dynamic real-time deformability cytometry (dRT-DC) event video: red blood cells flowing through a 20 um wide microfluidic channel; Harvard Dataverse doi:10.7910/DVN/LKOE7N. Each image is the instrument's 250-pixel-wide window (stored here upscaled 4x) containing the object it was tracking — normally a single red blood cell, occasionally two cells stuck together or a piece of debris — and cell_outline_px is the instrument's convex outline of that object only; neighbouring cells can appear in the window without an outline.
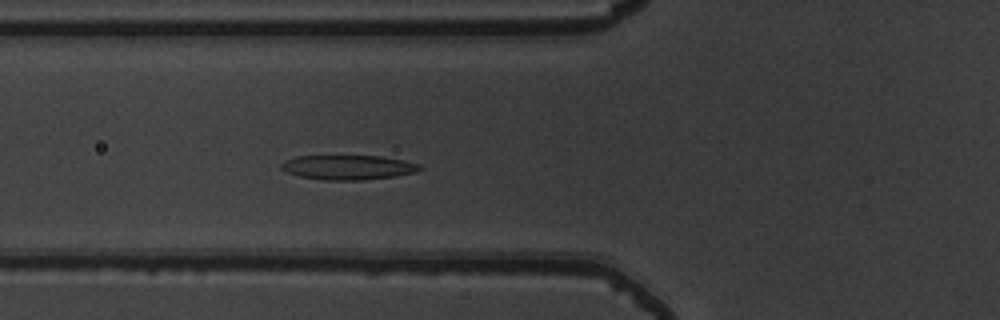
{"species": "common noctule bat (a hibernating species)", "species_latin": "Nyctalus noctula", "temperature_condition": "warm", "stored_images_in_passage": 41, "camera_frame_rate_fps": 3000, "um_per_image_px": 0.085, "animal": {"sex": "male", "body_mass_g": 19.5, "forearm_length_mm": 54.6}, "frame": {"image": 1, "passage_image": 8, "time_ms": 2.333, "image_size_px": [1000, 320], "cell_outline_px": [[424, 168], [416, 172], [396, 176], [364, 180], [324, 180], [300, 176], [288, 172], [280, 168], [280, 164], [284, 160], [296, 156], [380, 156], [404, 160], [420, 164]], "centroid_in_image_um": [29.61, 14.22], "position_along_channel_um": 96.2, "area_um2": 19.94}}
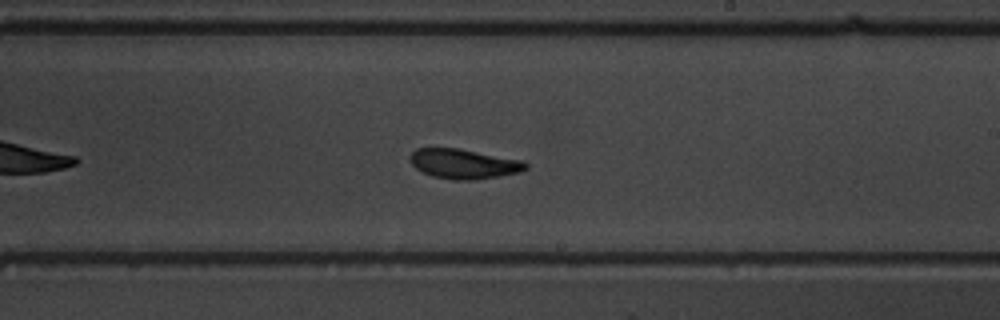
{"frame": {"image": 2, "passage_image": 20, "time_ms": 6.333, "image_size_px": [1000, 320], "cell_outline_px": [[528, 168], [520, 172], [476, 180], [452, 180], [432, 176], [416, 168], [408, 160], [408, 156], [416, 148], [460, 148], [524, 160], [528, 164]], "centroid_in_image_um": [39.43, 13.92], "position_along_channel_um": 249.6, "area_um2": 20.35}}
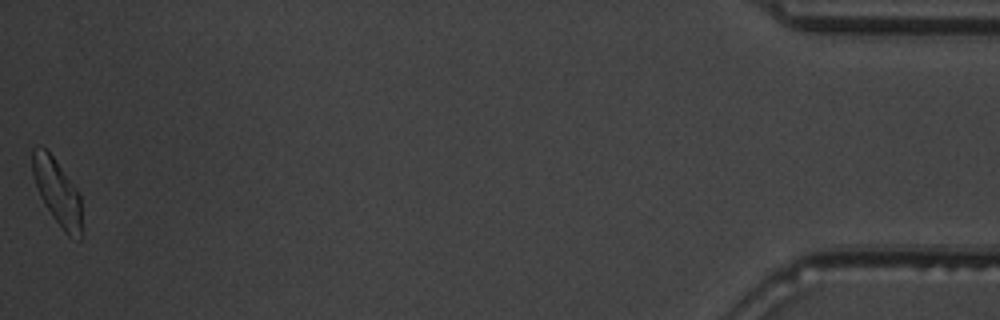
{"frame": {"image": 3, "passage_image": 41, "time_ms": 13.333, "image_size_px": [1000, 320], "cell_outline_px": [[80, 240], [68, 236], [64, 232], [52, 216], [44, 204], [40, 196], [32, 172], [32, 148], [44, 148], [52, 156], [80, 192]], "centroid_in_image_um": [4.86, 16.33], "position_along_channel_um": 430.3, "area_um2": 18.55}, "authors_computed_cell_mechanics": {"area_um2": 19.941, "velocity_mm_per_s": 3.8417, "shape_relaxation_time_tau1_ms": 2.8109, "shape_relaxation_time_tau2_ms": 2.3118, "deformation_change_tau1": 0.1284, "deformation_change_tau2": 0.0895}}